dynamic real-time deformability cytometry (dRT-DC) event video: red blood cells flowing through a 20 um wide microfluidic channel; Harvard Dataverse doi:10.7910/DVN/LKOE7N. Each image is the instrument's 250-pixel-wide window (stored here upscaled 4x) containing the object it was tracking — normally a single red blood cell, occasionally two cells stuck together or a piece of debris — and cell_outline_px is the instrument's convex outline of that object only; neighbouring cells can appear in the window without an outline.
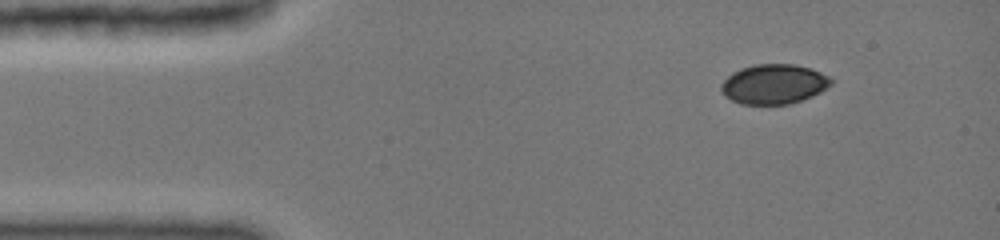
{"species": "common noctule bat (a hibernating species)", "species_latin": "Nyctalus noctula", "temperature_condition": "cold", "stored_images_in_passage": 8, "segment_of_instrument_passage": [2, 2], "camera_frame_rate_fps": 3000, "um_per_image_px": 0.085, "animal": {"sex": "female", "body_mass_g": 19.0, "forearm_length_mm": 51.5}, "frame": {"image": 1, "passage_image": 8, "time_ms": 5.333, "image_size_px": [1000, 240], "cell_outline_px": [[832, 84], [820, 92], [812, 96], [788, 104], [740, 104], [732, 100], [720, 88], [724, 80], [728, 76], [744, 68], [756, 64], [792, 64], [808, 68], [820, 72], [828, 76], [832, 80]], "centroid_in_image_um": [65.81, 7.15], "position_along_channel_um": 19.2, "area_um2": 24.91}}